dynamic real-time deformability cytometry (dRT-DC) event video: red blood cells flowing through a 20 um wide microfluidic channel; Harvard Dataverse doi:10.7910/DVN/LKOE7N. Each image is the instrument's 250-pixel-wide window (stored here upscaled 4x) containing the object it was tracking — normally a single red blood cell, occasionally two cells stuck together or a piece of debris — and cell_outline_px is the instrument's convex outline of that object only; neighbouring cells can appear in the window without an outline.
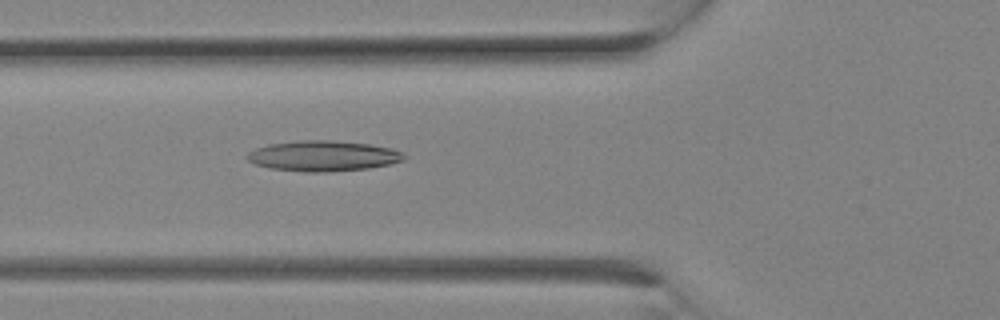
{"species": "Egyptian fruit bat (a non-hibernating species)", "species_latin": "Rousettus aegyptiacus", "temperature_condition": "room temperature", "stored_images_in_passage": 9, "camera_frame_rate_fps": 3000, "um_per_image_px": 0.085, "animal": {"sex": "female"}, "frame": {"image": 1, "passage_image": 9, "time_ms": 2.667, "image_size_px": [1000, 320], "cell_outline_px": [[408, 156], [404, 160], [388, 164], [368, 168], [328, 172], [308, 172], [272, 168], [252, 164], [244, 156], [248, 152], [256, 148], [268, 144], [300, 140], [332, 140], [368, 144], [392, 148], [404, 152]], "centroid_in_image_um": [27.46, 13.25], "position_along_channel_um": 98.3, "area_um2": 28.03}}